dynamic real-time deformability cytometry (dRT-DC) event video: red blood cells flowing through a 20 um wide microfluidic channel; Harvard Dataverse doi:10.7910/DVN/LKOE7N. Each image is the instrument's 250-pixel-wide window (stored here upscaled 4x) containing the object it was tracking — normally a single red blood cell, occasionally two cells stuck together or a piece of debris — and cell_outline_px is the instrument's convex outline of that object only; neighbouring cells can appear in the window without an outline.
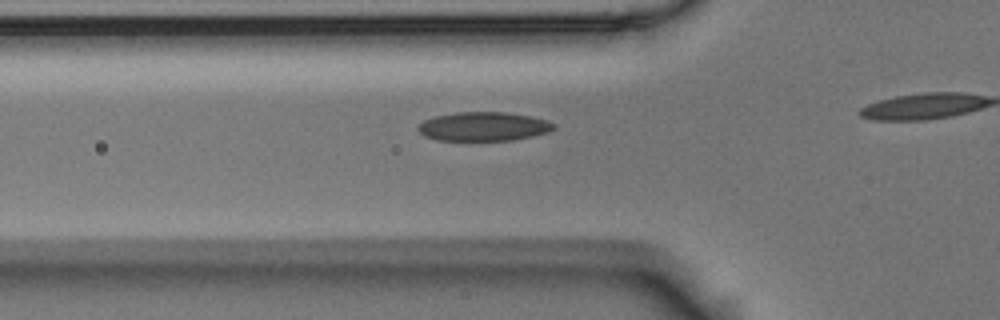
{"species": "Egyptian fruit bat (a non-hibernating species)", "species_latin": "Rousettus aegyptiacus", "temperature_condition": "room temperature", "stored_images_in_passage": 17, "camera_frame_rate_fps": 3000, "um_per_image_px": 0.085, "animal": {"sex": "male"}, "frame": {"image": 1, "passage_image": 12, "time_ms": 3.667, "image_size_px": [1000, 320], "cell_outline_px": [[556, 128], [548, 132], [532, 136], [512, 140], [436, 140], [424, 136], [416, 128], [424, 120], [432, 116], [456, 112], [504, 112], [528, 116], [544, 120], [556, 124]], "centroid_in_image_um": [41.06, 10.75], "position_along_channel_um": 84.7, "area_um2": 22.83}}
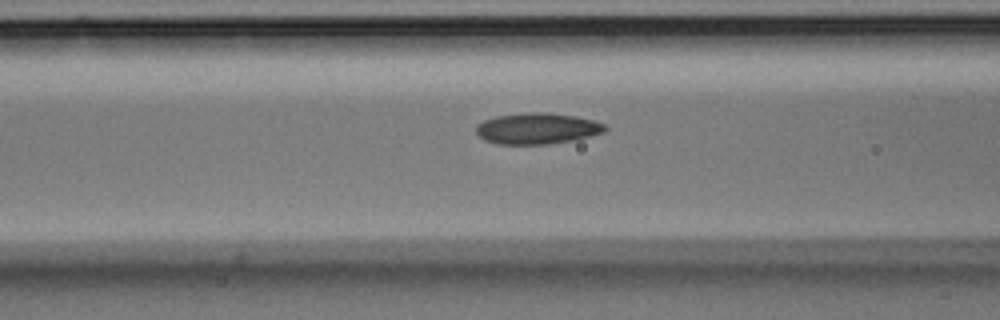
{"frame": {"image": 2, "passage_image": 15, "time_ms": 4.667, "image_size_px": [1000, 320], "cell_outline_px": [[608, 128], [604, 132], [588, 136], [548, 144], [496, 144], [484, 140], [476, 132], [476, 124], [484, 120], [496, 116], [524, 112], [548, 112], [576, 116], [592, 120], [604, 124]], "centroid_in_image_um": [45.61, 10.91], "position_along_channel_um": 121.0, "area_um2": 23.29}}